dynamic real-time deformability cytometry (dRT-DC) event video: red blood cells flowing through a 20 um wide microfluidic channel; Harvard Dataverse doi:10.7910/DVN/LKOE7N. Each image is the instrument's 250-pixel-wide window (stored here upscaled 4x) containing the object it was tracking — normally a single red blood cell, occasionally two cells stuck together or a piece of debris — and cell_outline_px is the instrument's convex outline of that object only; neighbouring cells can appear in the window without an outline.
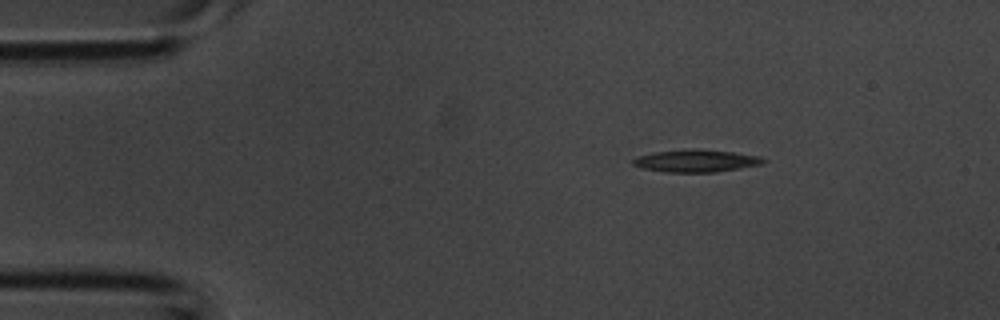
{"species": "common noctule bat (a hibernating species)", "species_latin": "Nyctalus noctula", "temperature_condition": "room temperature", "stored_images_in_passage": 2, "camera_frame_rate_fps": 3000, "um_per_image_px": 0.085, "animal": {"sex": "male", "body_mass_g": 20.1, "forearm_length_mm": 53.5}, "frame": {"image": 1, "passage_image": 1, "time_ms": 0.0, "image_size_px": [1000, 320], "cell_outline_px": [[768, 160], [764, 164], [716, 172], [668, 172], [644, 168], [632, 164], [632, 160], [636, 156], [652, 152], [732, 152], [760, 156]], "centroid_in_image_um": [59.21, 13.72], "position_along_channel_um": 25.8, "area_um2": 15.95}}